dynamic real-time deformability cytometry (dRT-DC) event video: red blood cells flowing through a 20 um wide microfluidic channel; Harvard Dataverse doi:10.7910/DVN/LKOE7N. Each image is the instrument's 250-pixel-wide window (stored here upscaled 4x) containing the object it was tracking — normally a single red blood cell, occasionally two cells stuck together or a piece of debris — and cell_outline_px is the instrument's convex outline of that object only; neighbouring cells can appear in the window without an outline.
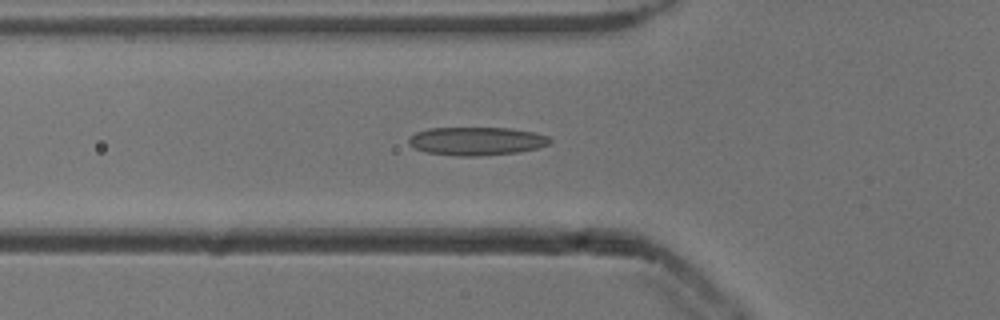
{"species": "common noctule bat (a hibernating species)", "species_latin": "Nyctalus noctula", "temperature_condition": "cold", "stored_images_in_passage": 37, "camera_frame_rate_fps": 3000, "um_per_image_px": 0.085, "animal": {"sex": "male", "body_mass_g": 13.3}, "frame": {"image": 1, "passage_image": 2, "time_ms": 0.333, "image_size_px": [1000, 320], "cell_outline_px": [[552, 140], [548, 144], [540, 148], [520, 152], [480, 156], [456, 156], [428, 152], [416, 148], [408, 144], [408, 136], [416, 132], [428, 128], [508, 128], [536, 132], [548, 136]], "centroid_in_image_um": [40.53, 11.99], "position_along_channel_um": 85.3, "area_um2": 23.47}}
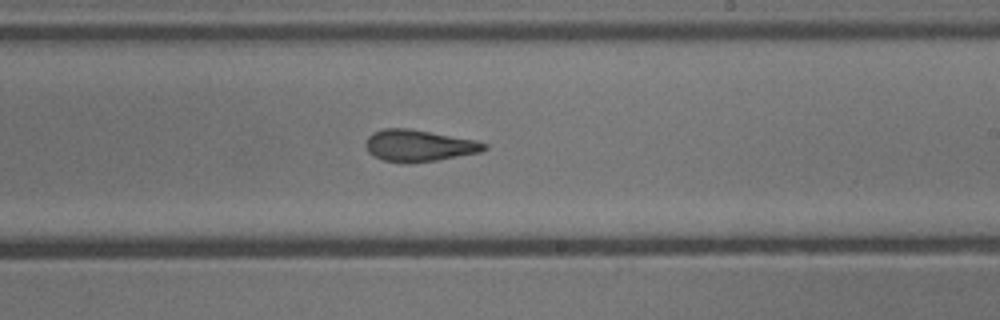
{"frame": {"image": 2, "passage_image": 15, "time_ms": 4.667, "image_size_px": [1000, 320], "cell_outline_px": [[488, 148], [480, 152], [436, 160], [408, 164], [404, 164], [384, 160], [368, 152], [364, 144], [368, 136], [372, 132], [384, 128], [408, 128], [476, 140], [488, 144]], "centroid_in_image_um": [35.58, 12.38], "position_along_channel_um": 253.4, "area_um2": 21.96}}
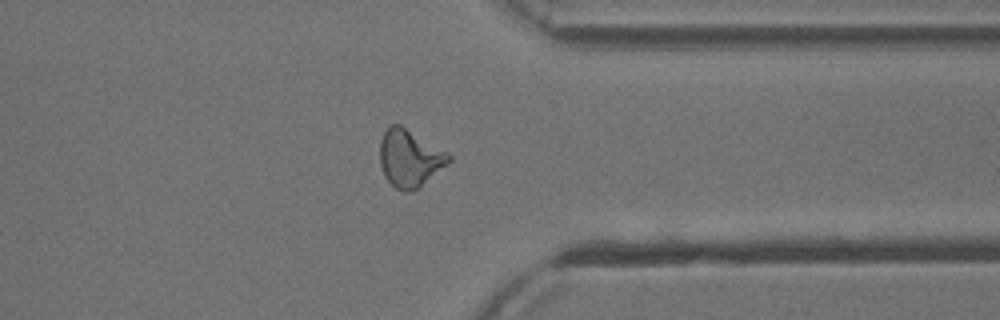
{"frame": {"image": 3, "passage_image": 25, "time_ms": 8.0, "image_size_px": [1000, 320], "cell_outline_px": [[452, 160], [448, 164], [420, 188], [408, 192], [404, 192], [396, 188], [384, 176], [380, 164], [380, 140], [388, 124], [400, 124], [448, 152], [452, 156]], "centroid_in_image_um": [34.84, 13.45], "position_along_channel_um": 376.6, "area_um2": 23.29}}